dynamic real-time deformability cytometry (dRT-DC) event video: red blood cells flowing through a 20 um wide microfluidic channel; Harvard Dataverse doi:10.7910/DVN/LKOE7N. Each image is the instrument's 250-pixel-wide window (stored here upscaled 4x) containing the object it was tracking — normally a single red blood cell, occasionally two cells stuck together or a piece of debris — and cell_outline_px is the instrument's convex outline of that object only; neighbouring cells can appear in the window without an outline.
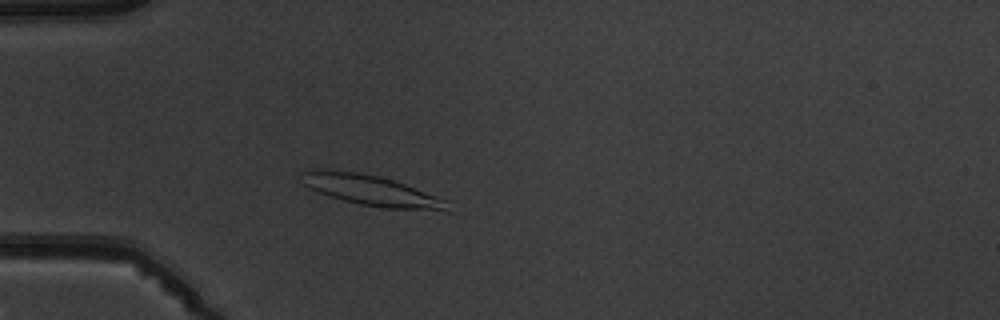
{"species": "common noctule bat (a hibernating species)", "species_latin": "Nyctalus noctula", "temperature_condition": "warm", "stored_images_in_passage": 2, "camera_frame_rate_fps": 3000, "um_per_image_px": 0.085, "animal": {"sex": "male", "body_mass_g": 19.5, "forearm_length_mm": 54.6}, "frame": {"image": 1, "passage_image": 2, "time_ms": 1.333, "image_size_px": [1000, 320], "cell_outline_px": [[452, 212], [448, 212], [384, 208], [360, 204], [328, 196], [308, 188], [300, 184], [300, 172], [304, 168], [320, 168], [360, 172], [392, 180], [452, 200]], "centroid_in_image_um": [31.6, 16.19], "position_along_channel_um": 53.4, "area_um2": 27.17}}